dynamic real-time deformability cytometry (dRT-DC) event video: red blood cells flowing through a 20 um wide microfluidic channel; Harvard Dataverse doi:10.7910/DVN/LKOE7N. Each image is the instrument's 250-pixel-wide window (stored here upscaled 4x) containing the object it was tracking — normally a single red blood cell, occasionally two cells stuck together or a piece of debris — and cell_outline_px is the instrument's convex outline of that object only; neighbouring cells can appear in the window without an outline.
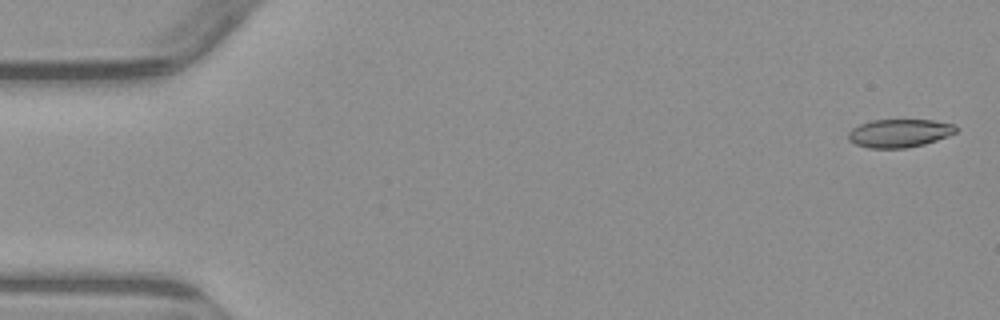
{"species": "common noctule bat (a hibernating species)", "species_latin": "Nyctalus noctula", "temperature_condition": "warm", "stored_images_in_passage": 7, "camera_frame_rate_fps": 3000, "um_per_image_px": 0.085, "animal": {"sex": "male", "body_mass_g": 23.1, "forearm_length_mm": 52.7}, "frame": {"image": 1, "passage_image": 1, "time_ms": 0.0, "image_size_px": [1000, 320], "cell_outline_px": [[960, 128], [956, 132], [948, 136], [924, 144], [904, 148], [868, 148], [856, 144], [848, 140], [848, 132], [852, 128], [860, 124], [872, 120], [932, 120], [952, 124]], "centroid_in_image_um": [76.44, 11.32], "position_along_channel_um": 8.6, "area_um2": 17.69}}
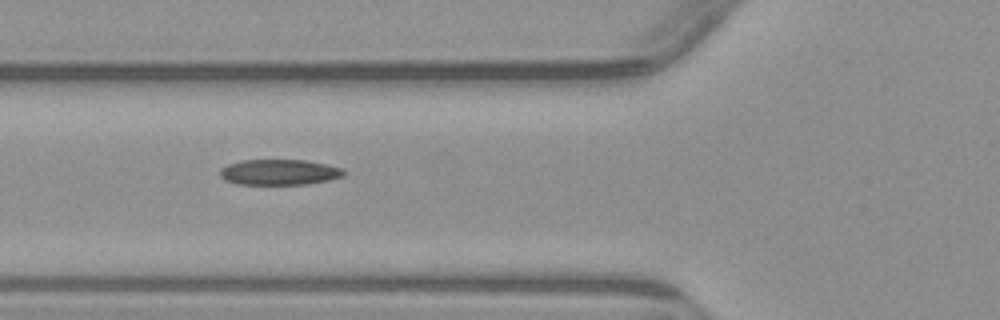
{"frame": {"image": 2, "passage_image": 6, "time_ms": 6.0, "image_size_px": [1000, 320], "cell_outline_px": [[344, 176], [328, 180], [308, 184], [236, 184], [224, 180], [220, 176], [220, 168], [228, 164], [240, 160], [304, 160], [324, 164], [340, 168], [344, 172]], "centroid_in_image_um": [23.68, 14.64], "position_along_channel_um": 102.1, "area_um2": 18.38}}
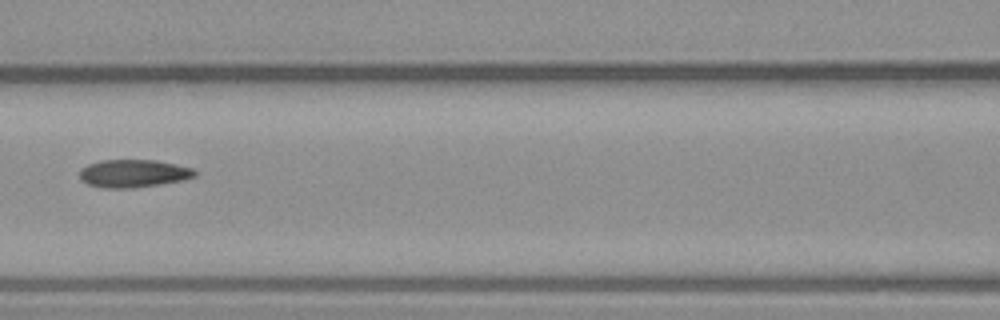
{"frame": {"image": 3, "passage_image": 7, "time_ms": 7.333, "image_size_px": [1000, 320], "cell_outline_px": [[196, 176], [184, 180], [132, 188], [104, 188], [88, 184], [80, 180], [80, 168], [88, 164], [100, 160], [156, 160], [176, 164], [192, 168], [196, 172]], "centroid_in_image_um": [11.32, 14.74], "position_along_channel_um": 155.3, "area_um2": 18.73}}